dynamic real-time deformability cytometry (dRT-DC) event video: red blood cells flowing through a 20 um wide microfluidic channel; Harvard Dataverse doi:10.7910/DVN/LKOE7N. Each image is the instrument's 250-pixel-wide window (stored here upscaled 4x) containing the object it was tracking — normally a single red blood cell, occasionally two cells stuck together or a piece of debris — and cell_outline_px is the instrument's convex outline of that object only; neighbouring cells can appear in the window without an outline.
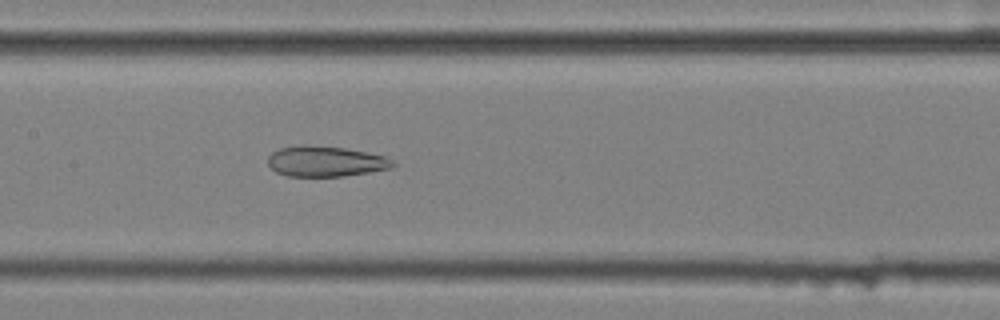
{"species": "common noctule bat (a hibernating species)", "species_latin": "Nyctalus noctula", "temperature_condition": "cold", "stored_images_in_passage": 56, "camera_frame_rate_fps": 3000, "um_per_image_px": 0.085, "animal": {"sex": "female", "body_mass_g": 25.1}, "frame": {"image": 1, "passage_image": 27, "time_ms": 8.667, "image_size_px": [1000, 320], "cell_outline_px": [[396, 164], [392, 168], [372, 172], [344, 176], [288, 176], [276, 172], [268, 164], [268, 156], [272, 152], [280, 148], [300, 144], [344, 148], [384, 156], [392, 160]], "centroid_in_image_um": [27.67, 13.72], "position_along_channel_um": 179.7, "area_um2": 22.2}}
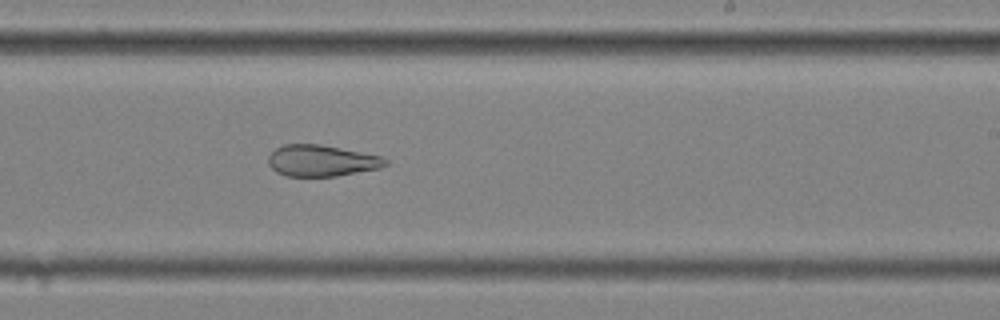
{"frame": {"image": 2, "passage_image": 34, "time_ms": 11.0, "image_size_px": [1000, 320], "cell_outline_px": [[388, 164], [380, 168], [336, 176], [288, 176], [276, 172], [268, 164], [268, 156], [276, 148], [284, 144], [320, 144], [380, 156], [388, 160]], "centroid_in_image_um": [27.31, 13.66], "position_along_channel_um": 261.7, "area_um2": 21.27}}
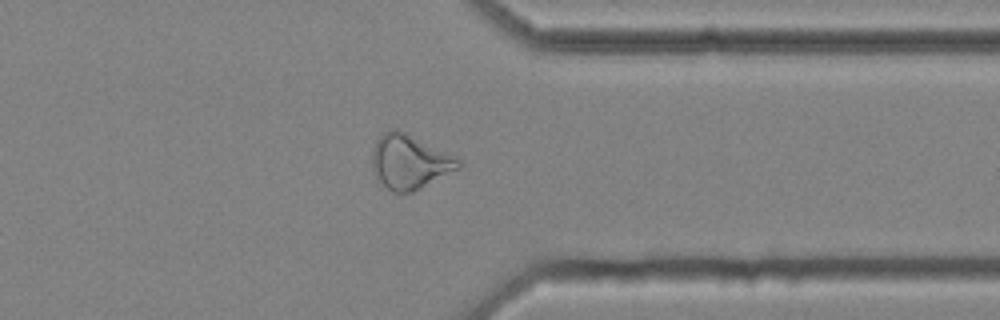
{"frame": {"image": 3, "passage_image": 44, "time_ms": 14.333, "image_size_px": [1000, 320], "cell_outline_px": [[460, 168], [412, 192], [392, 192], [372, 172], [372, 148], [376, 140], [388, 128], [396, 128], [408, 132], [456, 156], [460, 160]], "centroid_in_image_um": [34.8, 13.7], "position_along_channel_um": 376.6, "area_um2": 27.51}, "authors_computed_cell_mechanics": {"area_um2": 28.9578, "velocity_mm_per_s": 3.5193, "shape_relaxation_time_tau1_ms": null, "shape_relaxation_time_tau2_ms": 4.5104, "deformation_change_tau1": null, "deformation_change_tau2": 0.148}}